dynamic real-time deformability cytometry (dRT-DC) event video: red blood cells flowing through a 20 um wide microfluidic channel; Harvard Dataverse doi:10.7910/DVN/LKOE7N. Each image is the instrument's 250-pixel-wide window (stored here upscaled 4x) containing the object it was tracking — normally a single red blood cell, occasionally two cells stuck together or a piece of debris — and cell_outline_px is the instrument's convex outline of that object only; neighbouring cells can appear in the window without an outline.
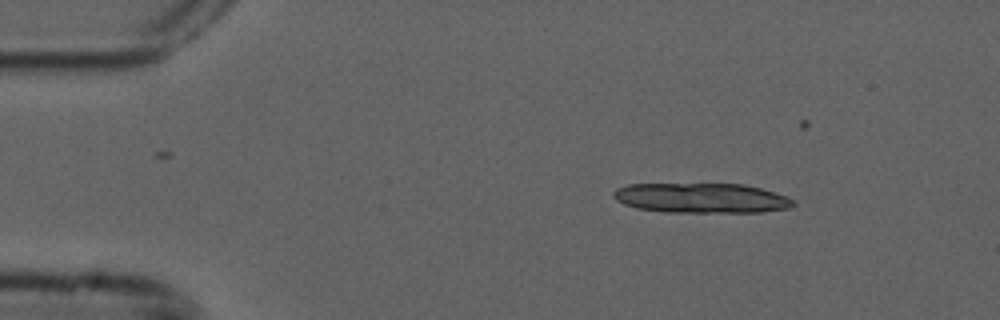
{"species": "common noctule bat (a hibernating species)", "species_latin": "Nyctalus noctula", "temperature_condition": "cold", "stored_images_in_passage": 3, "camera_frame_rate_fps": 3000, "um_per_image_px": 0.085, "animal": {"sex": "male", "forearm_length_mm": 52.5}, "frame": {"image": 1, "passage_image": 1, "time_ms": 0.0, "image_size_px": [1000, 320], "cell_outline_px": [[796, 204], [792, 208], [760, 212], [664, 212], [636, 208], [624, 204], [616, 200], [612, 196], [612, 192], [616, 188], [628, 184], [744, 184], [760, 188], [788, 196]], "centroid_in_image_um": [59.61, 16.83], "position_along_channel_um": 25.4, "area_um2": 31.56}}